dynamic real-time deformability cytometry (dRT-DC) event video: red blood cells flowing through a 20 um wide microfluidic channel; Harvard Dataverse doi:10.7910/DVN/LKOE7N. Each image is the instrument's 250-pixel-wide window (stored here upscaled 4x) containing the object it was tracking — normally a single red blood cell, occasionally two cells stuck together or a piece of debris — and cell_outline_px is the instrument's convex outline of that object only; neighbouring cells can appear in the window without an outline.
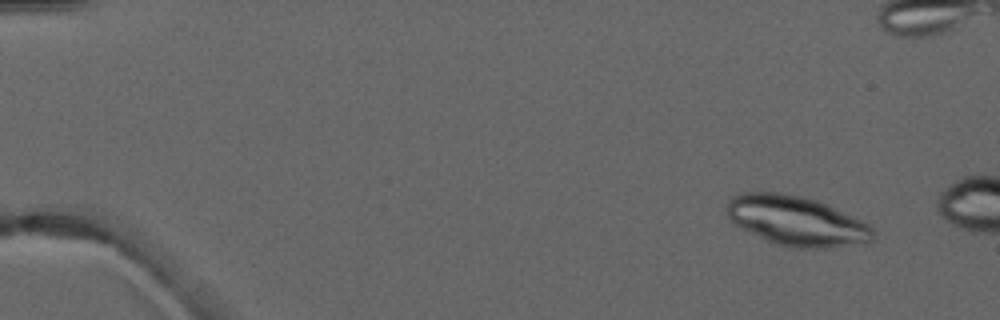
{"species": "common noctule bat (a hibernating species)", "species_latin": "Nyctalus noctula", "temperature_condition": "warm", "stored_images_in_passage": 4, "camera_frame_rate_fps": 3000, "um_per_image_px": 0.085, "animal": {"sex": "male", "forearm_length_mm": 52.5}, "frame": {"image": 1, "passage_image": 2, "time_ms": 1.333, "image_size_px": [1000, 320], "cell_outline_px": [[876, 236], [872, 240], [828, 248], [796, 248], [776, 244], [728, 220], [728, 200], [732, 196], [740, 192], [776, 192], [800, 196], [816, 200], [828, 204], [868, 224], [876, 232]], "centroid_in_image_um": [67.7, 18.76], "position_along_channel_um": 17.3, "area_um2": 41.85}}